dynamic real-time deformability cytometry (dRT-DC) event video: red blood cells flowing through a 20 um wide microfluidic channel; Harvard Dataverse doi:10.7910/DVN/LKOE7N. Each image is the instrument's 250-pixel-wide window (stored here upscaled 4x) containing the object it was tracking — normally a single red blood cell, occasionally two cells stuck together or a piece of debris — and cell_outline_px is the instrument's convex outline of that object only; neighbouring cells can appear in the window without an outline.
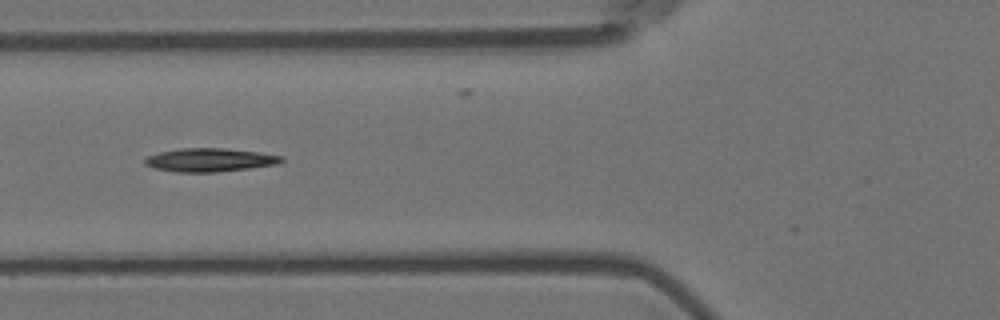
{"species": "Egyptian fruit bat (a non-hibernating species)", "species_latin": "Rousettus aegyptiacus", "temperature_condition": "room temperature", "stored_images_in_passage": 40, "camera_frame_rate_fps": 3000, "um_per_image_px": 0.085, "animal": {"sex": "female"}, "frame": {"image": 1, "passage_image": 5, "time_ms": 1.333, "image_size_px": [1000, 320], "cell_outline_px": [[284, 160], [276, 164], [248, 168], [216, 172], [176, 172], [152, 168], [144, 164], [144, 160], [148, 156], [160, 152], [180, 148], [224, 148], [260, 152], [284, 156]], "centroid_in_image_um": [17.82, 13.59], "position_along_channel_um": 108.0, "area_um2": 18.67}}
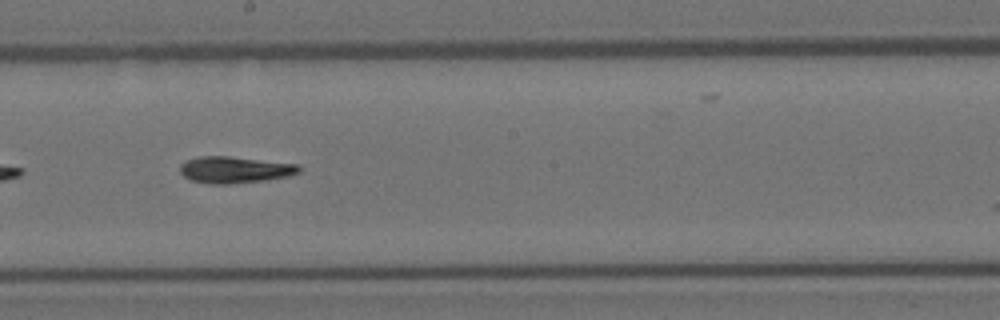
{"frame": {"image": 2, "passage_image": 15, "time_ms": 4.667, "image_size_px": [1000, 320], "cell_outline_px": [[300, 172], [288, 176], [264, 180], [228, 184], [208, 184], [192, 180], [184, 176], [180, 172], [180, 164], [184, 160], [200, 156], [228, 156], [296, 164], [300, 168]], "centroid_in_image_um": [19.9, 14.43], "position_along_channel_um": 228.3, "area_um2": 18.32}}
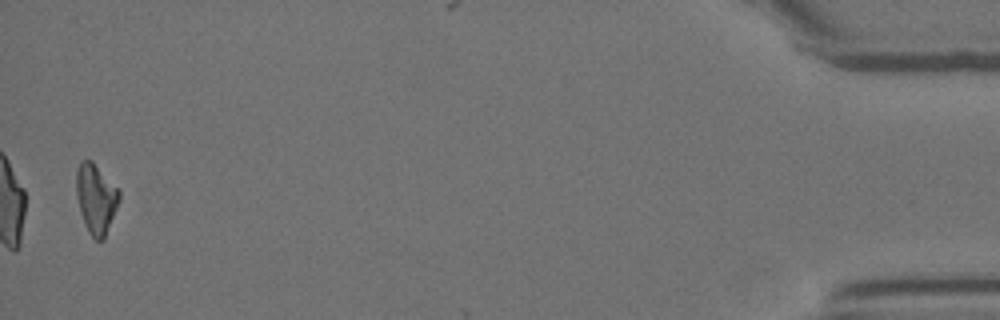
{"frame": {"image": 3, "passage_image": 39, "time_ms": 12.667, "image_size_px": [1000, 320], "cell_outline_px": [[120, 200], [104, 240], [96, 240], [88, 232], [80, 212], [76, 196], [76, 172], [80, 160], [92, 160], [120, 192]], "centroid_in_image_um": [8.14, 16.89], "position_along_channel_um": 427.1, "area_um2": 17.4}, "authors_computed_cell_mechanics": {"area_um2": 17.8602, "velocity_mm_per_s": 3.6071, "shape_relaxation_time_tau1_ms": 7.9312, "shape_relaxation_time_tau2_ms": 8.6072, "deformation_change_tau1": 0.2371, "deformation_change_tau2": 0.2026}}